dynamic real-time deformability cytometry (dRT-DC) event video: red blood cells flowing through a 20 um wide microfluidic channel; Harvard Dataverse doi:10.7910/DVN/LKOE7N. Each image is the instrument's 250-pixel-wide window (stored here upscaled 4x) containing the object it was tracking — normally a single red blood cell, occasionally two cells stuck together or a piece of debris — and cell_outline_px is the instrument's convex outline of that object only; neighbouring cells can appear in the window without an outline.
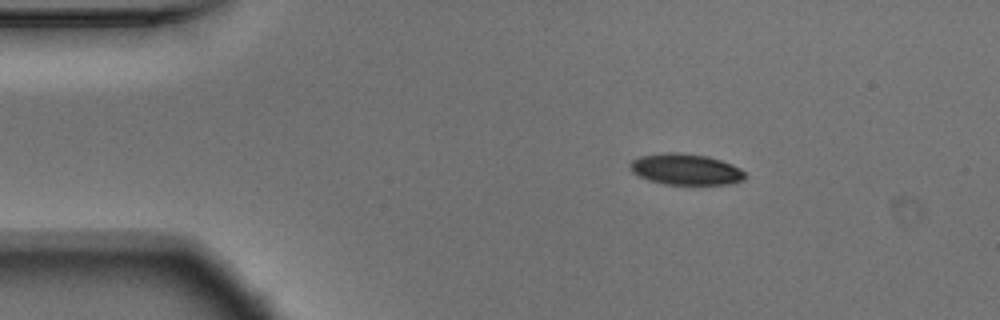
{"species": "Egyptian fruit bat (a non-hibernating species)", "species_latin": "Rousettus aegyptiacus", "temperature_condition": "warm", "stored_images_in_passage": 46, "camera_frame_rate_fps": 3000, "um_per_image_px": 0.085, "animal": {"sex": "male"}, "frame": {"image": 1, "passage_image": 1, "time_ms": 0.0, "image_size_px": [1000, 320], "cell_outline_px": [[744, 180], [728, 184], [664, 184], [648, 180], [632, 172], [628, 168], [628, 164], [632, 160], [640, 156], [664, 152], [676, 152], [708, 156], [732, 164], [740, 168], [744, 172]], "centroid_in_image_um": [58.24, 14.38], "position_along_channel_um": 26.8, "area_um2": 20.87}}
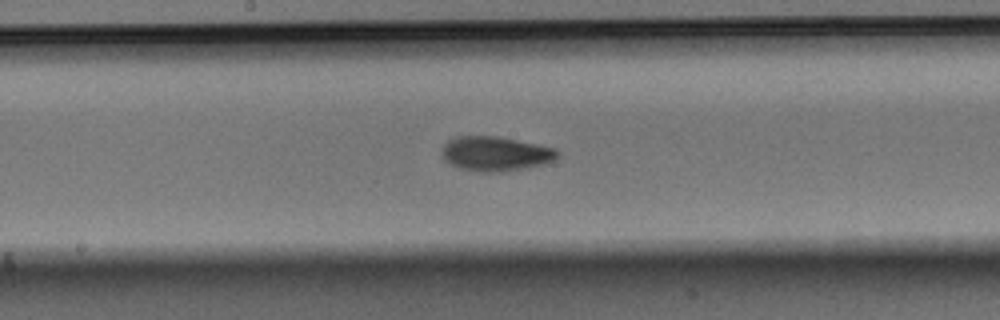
{"frame": {"image": 2, "passage_image": 20, "time_ms": 6.333, "image_size_px": [1000, 320], "cell_outline_px": [[560, 152], [552, 160], [544, 164], [524, 168], [500, 172], [480, 172], [460, 168], [444, 160], [444, 144], [448, 140], [456, 136], [496, 136], [556, 148]], "centroid_in_image_um": [42.12, 13.06], "position_along_channel_um": 206.1, "area_um2": 22.95}}
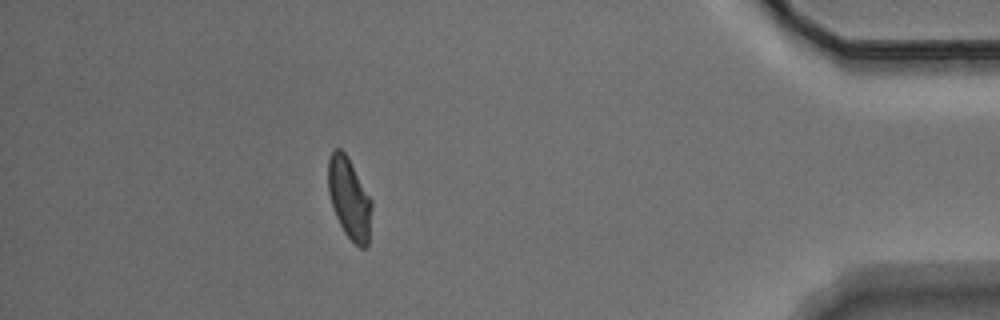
{"frame": {"image": 3, "passage_image": 40, "time_ms": 13.0, "image_size_px": [1000, 320], "cell_outline_px": [[372, 208], [368, 244], [364, 248], [360, 248], [344, 232], [336, 216], [328, 192], [328, 160], [332, 152], [336, 148], [340, 148], [344, 152], [372, 200]], "centroid_in_image_um": [29.69, 16.88], "position_along_channel_um": 405.5, "area_um2": 20.23}, "authors_computed_cell_mechanics": {"area_um2": 21.9062, "velocity_mm_per_s": 3.7379, "shape_relaxation_time_tau1_ms": 3.0721, "shape_relaxation_time_tau2_ms": 2.576, "deformation_change_tau1": 0.131, "deformation_change_tau2": 0.0746}}